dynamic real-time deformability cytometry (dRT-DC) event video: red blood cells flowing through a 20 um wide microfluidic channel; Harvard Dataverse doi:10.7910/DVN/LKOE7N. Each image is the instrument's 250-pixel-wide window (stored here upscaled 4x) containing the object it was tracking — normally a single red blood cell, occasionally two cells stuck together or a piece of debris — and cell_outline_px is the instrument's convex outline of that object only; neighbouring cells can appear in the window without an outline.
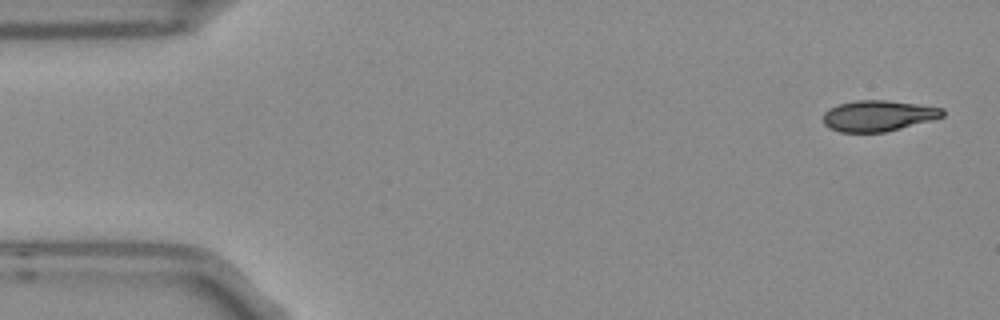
{"species": "Egyptian fruit bat (a non-hibernating species)", "species_latin": "Rousettus aegyptiacus", "temperature_condition": "room temperature", "stored_images_in_passage": 10, "camera_frame_rate_fps": 3000, "um_per_image_px": 0.085, "frame": {"image": 1, "passage_image": 1, "time_ms": 0.0, "image_size_px": [1000, 320], "cell_outline_px": [[944, 116], [932, 120], [884, 132], [840, 132], [828, 128], [824, 124], [824, 112], [828, 108], [836, 104], [856, 100], [888, 100], [944, 108]], "centroid_in_image_um": [74.61, 9.83], "position_along_channel_um": 10.4, "area_um2": 21.56}}
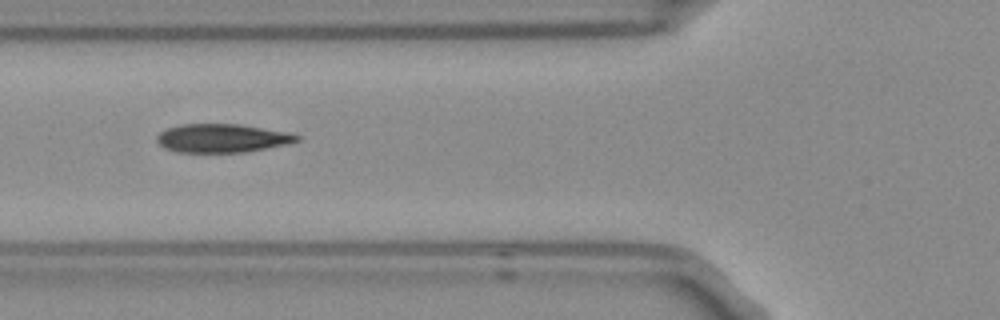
{"frame": {"image": 2, "passage_image": 5, "time_ms": 1.333, "image_size_px": [1000, 320], "cell_outline_px": [[300, 140], [284, 144], [244, 152], [176, 152], [164, 148], [156, 140], [156, 136], [160, 132], [168, 128], [180, 124], [240, 124], [292, 132], [300, 136]], "centroid_in_image_um": [18.87, 11.73], "position_along_channel_um": 106.9, "area_um2": 23.29}}
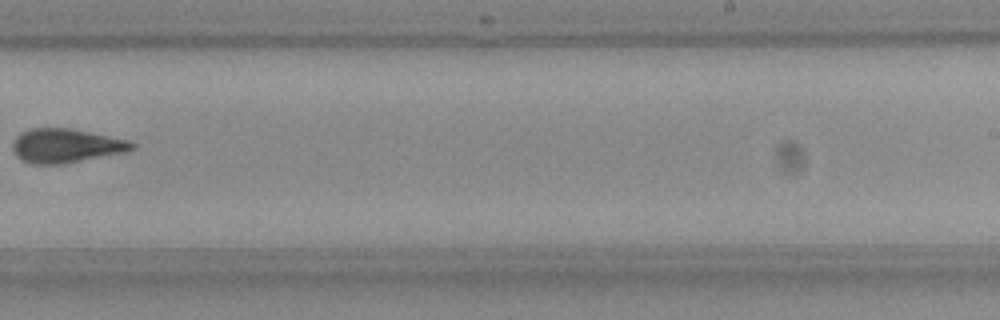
{"frame": {"image": 3, "passage_image": 9, "time_ms": 2.667, "image_size_px": [1000, 320], "cell_outline_px": [[136, 148], [128, 152], [64, 164], [32, 164], [20, 160], [16, 156], [12, 148], [12, 144], [16, 136], [20, 132], [32, 128], [72, 128], [132, 140], [136, 144]], "centroid_in_image_um": [5.65, 12.39], "position_along_channel_um": 283.3, "area_um2": 24.28}}